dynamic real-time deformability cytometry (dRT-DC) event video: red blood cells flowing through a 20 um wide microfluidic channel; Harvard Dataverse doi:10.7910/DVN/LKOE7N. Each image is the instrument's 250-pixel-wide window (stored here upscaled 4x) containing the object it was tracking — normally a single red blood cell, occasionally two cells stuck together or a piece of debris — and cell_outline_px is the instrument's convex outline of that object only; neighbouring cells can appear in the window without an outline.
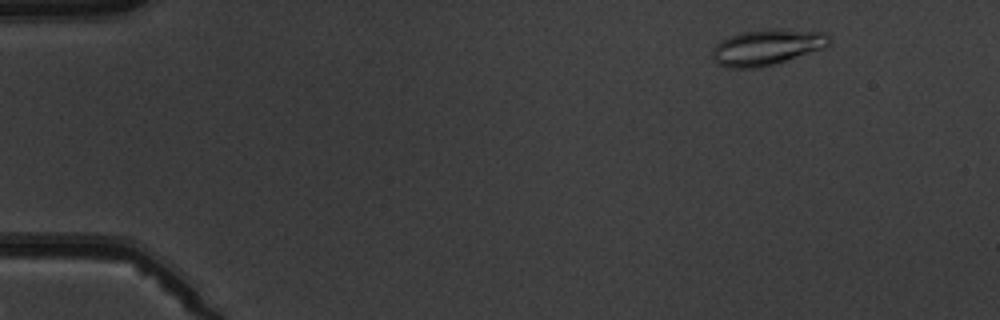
{"species": "common noctule bat (a hibernating species)", "species_latin": "Nyctalus noctula", "temperature_condition": "warm", "stored_images_in_passage": 5, "camera_frame_rate_fps": 3000, "um_per_image_px": 0.085, "animal": {"sex": "male", "body_mass_g": 19.5, "forearm_length_mm": 54.6}, "frame": {"image": 1, "passage_image": 2, "time_ms": 1.0, "image_size_px": [1000, 320], "cell_outline_px": [[832, 44], [824, 48], [760, 68], [728, 68], [716, 64], [712, 56], [712, 48], [720, 40], [740, 32], [768, 28], [780, 28], [824, 32], [832, 40]], "centroid_in_image_um": [65.18, 4.0], "position_along_channel_um": 19.8, "area_um2": 24.8}}